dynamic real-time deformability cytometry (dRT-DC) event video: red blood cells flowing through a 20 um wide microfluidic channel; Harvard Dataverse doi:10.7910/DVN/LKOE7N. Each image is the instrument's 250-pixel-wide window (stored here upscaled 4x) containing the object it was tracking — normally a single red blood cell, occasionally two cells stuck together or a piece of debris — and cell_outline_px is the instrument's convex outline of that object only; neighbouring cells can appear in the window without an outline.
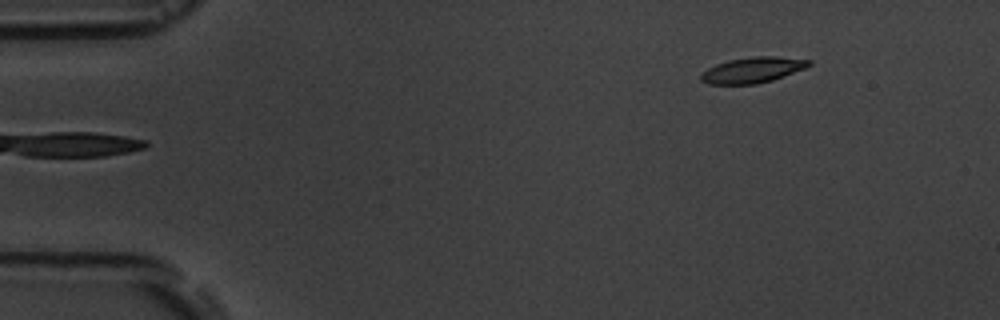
{"species": "common noctule bat (a hibernating species)", "species_latin": "Nyctalus noctula", "temperature_condition": "room temperature", "stored_images_in_passage": 5, "segment_of_instrument_passage": [2, 2], "camera_frame_rate_fps": 3000, "um_per_image_px": 0.085, "animal": {"sex": "male", "body_mass_g": 19.5, "forearm_length_mm": 54.6}, "frame": {"image": 1, "passage_image": 5, "time_ms": 4.333, "image_size_px": [1000, 320], "cell_outline_px": [[812, 64], [804, 68], [784, 76], [772, 80], [756, 84], [708, 84], [700, 80], [700, 72], [716, 64], [728, 60], [756, 56], [772, 56], [812, 60]], "centroid_in_image_um": [63.94, 5.95], "position_along_channel_um": 21.1, "area_um2": 16.13}}